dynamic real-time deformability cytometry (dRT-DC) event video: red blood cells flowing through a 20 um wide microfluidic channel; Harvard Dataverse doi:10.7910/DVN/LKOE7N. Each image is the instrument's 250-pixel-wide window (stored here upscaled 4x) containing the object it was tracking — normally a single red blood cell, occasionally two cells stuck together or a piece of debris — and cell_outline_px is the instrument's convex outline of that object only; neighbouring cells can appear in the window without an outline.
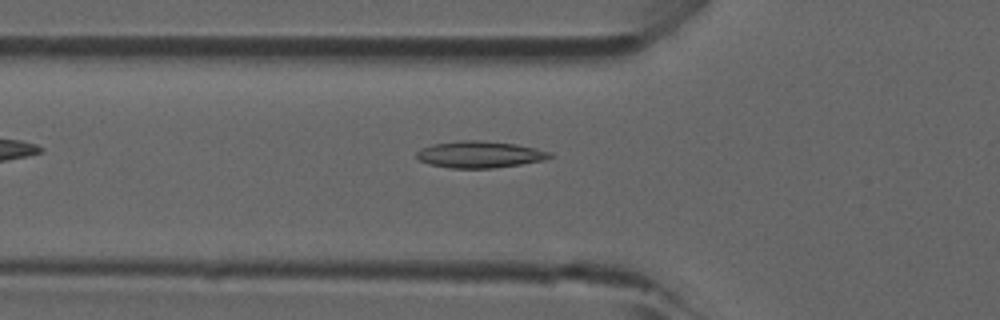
{"species": "common noctule bat (a hibernating species)", "species_latin": "Nyctalus noctula", "temperature_condition": "room temperature", "stored_images_in_passage": 3, "camera_frame_rate_fps": 3000, "um_per_image_px": 0.085, "animal": {"sex": "male", "forearm_length_mm": 52.5}, "frame": {"image": 1, "passage_image": 2, "time_ms": 0.333, "image_size_px": [1000, 320], "cell_outline_px": [[552, 156], [544, 160], [520, 164], [492, 168], [448, 168], [428, 164], [420, 160], [416, 156], [416, 152], [420, 148], [432, 144], [464, 140], [480, 140], [516, 144], [536, 148], [552, 152]], "centroid_in_image_um": [40.76, 13.13], "position_along_channel_um": 85.0, "area_um2": 20.75}}